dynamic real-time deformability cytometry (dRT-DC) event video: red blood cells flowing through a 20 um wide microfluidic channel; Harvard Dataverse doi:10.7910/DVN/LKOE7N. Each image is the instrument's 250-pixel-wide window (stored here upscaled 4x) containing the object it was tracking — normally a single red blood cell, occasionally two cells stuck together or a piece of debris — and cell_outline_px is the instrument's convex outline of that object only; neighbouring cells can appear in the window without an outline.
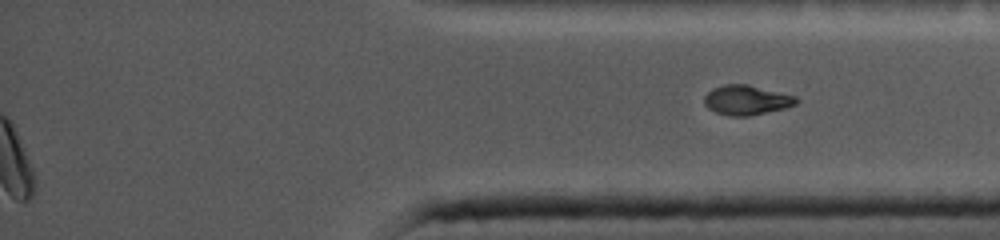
{"species": "common noctule bat (a hibernating species)", "species_latin": "Nyctalus noctula", "temperature_condition": "cold", "stored_images_in_passage": 47, "segment_of_instrument_passage": [2, 2], "camera_frame_rate_fps": 5000, "um_per_image_px": 0.085, "animal": {"sex": "female", "body_mass_g": 19.0, "forearm_length_mm": 56.7}, "frame": {"image": 1, "passage_image": 47, "time_ms": 16.6, "image_size_px": [1000, 240], "cell_outline_px": [[800, 100], [796, 104], [784, 108], [748, 116], [728, 116], [716, 112], [708, 108], [704, 104], [704, 96], [712, 88], [724, 84], [748, 84], [796, 96]], "centroid_in_image_um": [63.44, 8.5], "position_along_channel_um": 371.8, "area_um2": 15.95}}